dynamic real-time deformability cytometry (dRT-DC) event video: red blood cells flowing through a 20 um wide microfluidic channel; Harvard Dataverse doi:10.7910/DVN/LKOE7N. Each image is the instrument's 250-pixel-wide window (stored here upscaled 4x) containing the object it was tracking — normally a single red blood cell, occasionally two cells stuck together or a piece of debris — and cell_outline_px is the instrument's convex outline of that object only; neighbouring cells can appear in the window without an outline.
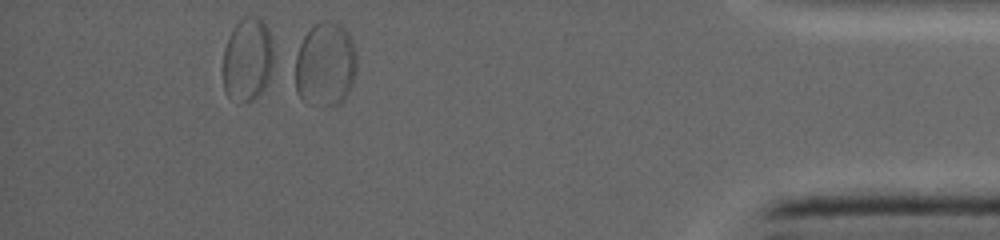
{"species": "common noctule bat (a hibernating species)", "species_latin": "Nyctalus noctula", "temperature_condition": "warm", "stored_images_in_passage": 53, "segment_of_instrument_passage": [2, 2], "camera_frame_rate_fps": 5000, "um_per_image_px": 0.085, "animal": {"sex": "female", "body_mass_g": 19.0, "forearm_length_mm": 53.3}, "frame": {"image": 1, "passage_image": 50, "time_ms": 9.2, "image_size_px": [1000, 240], "cell_outline_px": [[356, 72], [348, 92], [336, 104], [324, 104], [332, 24], [340, 24], [344, 28], [352, 44], [356, 56]], "centroid_in_image_um": [28.87, 5.58], "position_along_channel_um": 406.3, "area_um2": 12.89}}